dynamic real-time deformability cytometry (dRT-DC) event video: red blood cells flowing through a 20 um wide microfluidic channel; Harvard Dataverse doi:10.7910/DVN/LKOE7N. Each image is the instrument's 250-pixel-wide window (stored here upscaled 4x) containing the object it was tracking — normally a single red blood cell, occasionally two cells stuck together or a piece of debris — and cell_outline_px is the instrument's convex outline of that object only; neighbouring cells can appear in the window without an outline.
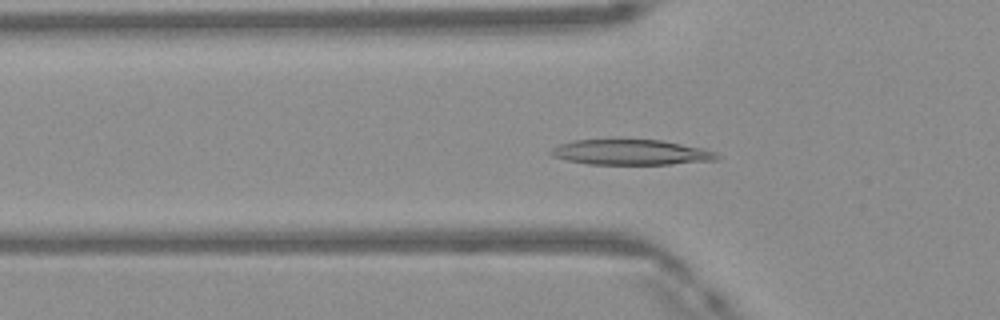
{"species": "Egyptian fruit bat (a non-hibernating species)", "species_latin": "Rousettus aegyptiacus", "temperature_condition": "warm", "stored_images_in_passage": 41, "camera_frame_rate_fps": 3000, "um_per_image_px": 0.085, "frame": {"image": 1, "passage_image": 8, "time_ms": 2.333, "image_size_px": [1000, 320], "cell_outline_px": [[720, 156], [716, 160], [672, 164], [588, 164], [568, 160], [552, 156], [548, 152], [552, 148], [560, 144], [576, 140], [660, 140], [704, 148], [716, 152]], "centroid_in_image_um": [53.66, 12.95], "position_along_channel_um": 72.1, "area_um2": 24.33}}
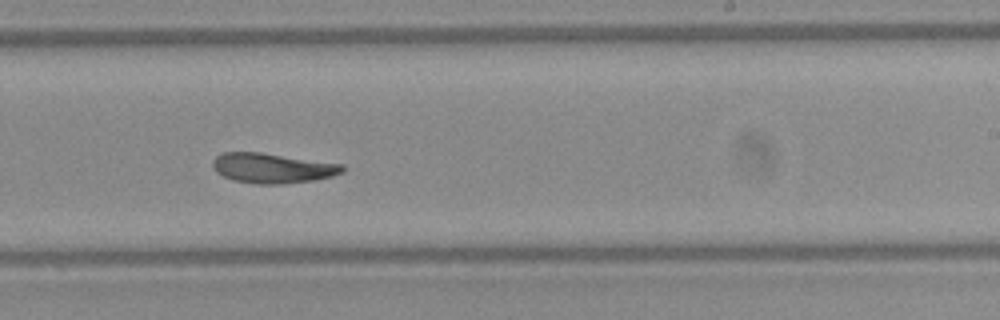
{"frame": {"image": 2, "passage_image": 22, "time_ms": 7.0, "image_size_px": [1000, 320], "cell_outline_px": [[344, 172], [332, 176], [312, 180], [284, 184], [256, 184], [232, 180], [216, 172], [212, 168], [212, 160], [216, 156], [224, 152], [260, 152], [344, 164]], "centroid_in_image_um": [23.14, 14.29], "position_along_channel_um": 265.9, "area_um2": 22.77}}
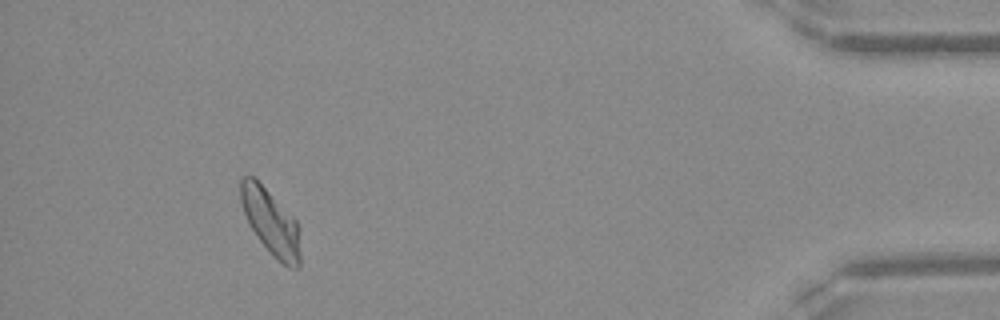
{"frame": {"image": 3, "passage_image": 37, "time_ms": 12.0, "image_size_px": [1000, 320], "cell_outline_px": [[300, 268], [288, 268], [260, 240], [252, 228], [244, 212], [240, 200], [240, 180], [244, 176], [252, 176], [296, 220], [300, 228]], "centroid_in_image_um": [23.05, 18.89], "position_along_channel_um": 412.2, "area_um2": 22.08}, "authors_computed_cell_mechanics": {"area_um2": 23.0622, "velocity_mm_per_s": 4.1384, "shape_relaxation_time_tau1_ms": 6.5678, "shape_relaxation_time_tau2_ms": 4.5816, "deformation_change_tau1": 0.2015, "deformation_change_tau2": 0.1253}}